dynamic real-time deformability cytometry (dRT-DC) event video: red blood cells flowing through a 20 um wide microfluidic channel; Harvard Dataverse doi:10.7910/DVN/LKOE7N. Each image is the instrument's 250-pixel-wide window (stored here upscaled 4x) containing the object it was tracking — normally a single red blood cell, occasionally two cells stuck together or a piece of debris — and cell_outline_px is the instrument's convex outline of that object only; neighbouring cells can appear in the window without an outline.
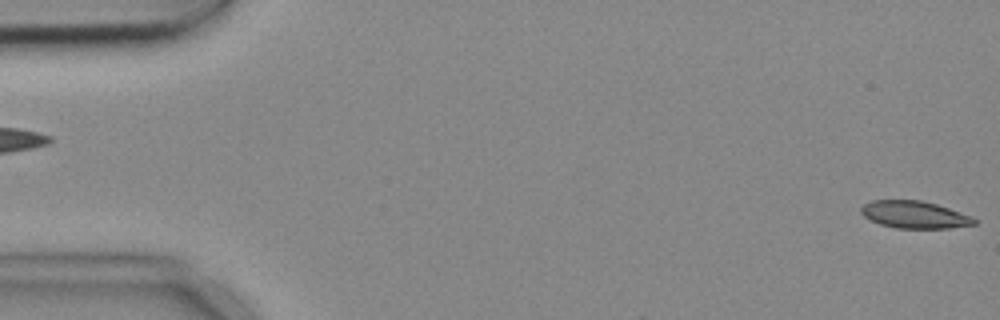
{"species": "common noctule bat (a hibernating species)", "species_latin": "Nyctalus noctula", "temperature_condition": "cold", "stored_images_in_passage": 5, "segment_of_instrument_passage": [2, 2], "camera_frame_rate_fps": 3000, "um_per_image_px": 0.085, "animal": {"sex": "female", "body_mass_g": 18.4}, "frame": {"image": 1, "passage_image": 5, "time_ms": 1.333, "image_size_px": [1000, 320], "cell_outline_px": [[980, 220], [976, 224], [948, 228], [896, 228], [880, 224], [868, 220], [860, 212], [860, 208], [864, 204], [872, 200], [920, 200], [936, 204], [972, 216]], "centroid_in_image_um": [77.73, 18.25], "position_along_channel_um": 7.3, "area_um2": 18.09}}